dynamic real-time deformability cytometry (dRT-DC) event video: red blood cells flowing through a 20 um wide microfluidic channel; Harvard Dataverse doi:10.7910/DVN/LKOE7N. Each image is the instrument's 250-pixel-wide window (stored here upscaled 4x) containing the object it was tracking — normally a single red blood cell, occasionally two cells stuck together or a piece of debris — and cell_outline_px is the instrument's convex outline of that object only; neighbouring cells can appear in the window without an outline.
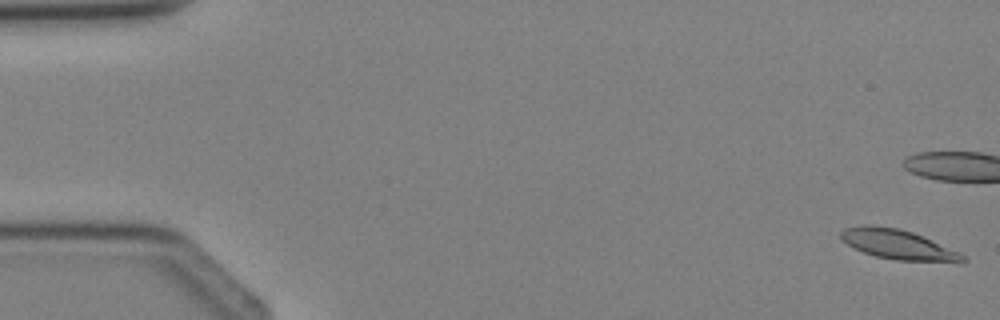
{"species": "Egyptian fruit bat (a non-hibernating species)", "species_latin": "Rousettus aegyptiacus", "temperature_condition": "cold", "stored_images_in_passage": 4, "camera_frame_rate_fps": 3000, "um_per_image_px": 0.085, "animal": {"sex": "female"}, "frame": {"image": 1, "passage_image": 1, "time_ms": 0.0, "image_size_px": [1000, 320], "cell_outline_px": [[968, 260], [964, 264], [960, 264], [896, 260], [876, 256], [864, 252], [840, 240], [840, 232], [844, 228], [864, 224], [872, 224], [900, 228], [912, 232], [960, 252]], "centroid_in_image_um": [76.4, 20.8], "position_along_channel_um": 8.6, "area_um2": 21.68}}